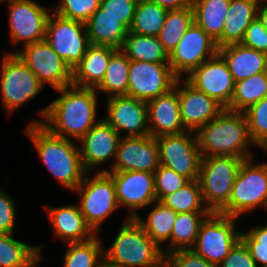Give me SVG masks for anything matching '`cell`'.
<instances>
[{
	"label": "cell",
	"mask_w": 267,
	"mask_h": 267,
	"mask_svg": "<svg viewBox=\"0 0 267 267\" xmlns=\"http://www.w3.org/2000/svg\"><path fill=\"white\" fill-rule=\"evenodd\" d=\"M56 100L40 111L44 121H30L41 124L52 134L80 140L96 123V89L69 85L58 89Z\"/></svg>",
	"instance_id": "obj_1"
},
{
	"label": "cell",
	"mask_w": 267,
	"mask_h": 267,
	"mask_svg": "<svg viewBox=\"0 0 267 267\" xmlns=\"http://www.w3.org/2000/svg\"><path fill=\"white\" fill-rule=\"evenodd\" d=\"M25 131L53 177L65 188L74 191L88 172L83 166L79 147L72 138L56 136L41 124L29 123Z\"/></svg>",
	"instance_id": "obj_2"
},
{
	"label": "cell",
	"mask_w": 267,
	"mask_h": 267,
	"mask_svg": "<svg viewBox=\"0 0 267 267\" xmlns=\"http://www.w3.org/2000/svg\"><path fill=\"white\" fill-rule=\"evenodd\" d=\"M195 134L202 157L235 156L244 160L252 158L247 148L254 143L249 136L244 112L224 108Z\"/></svg>",
	"instance_id": "obj_3"
},
{
	"label": "cell",
	"mask_w": 267,
	"mask_h": 267,
	"mask_svg": "<svg viewBox=\"0 0 267 267\" xmlns=\"http://www.w3.org/2000/svg\"><path fill=\"white\" fill-rule=\"evenodd\" d=\"M160 248L133 218H126L104 261L120 267H159L164 261Z\"/></svg>",
	"instance_id": "obj_4"
},
{
	"label": "cell",
	"mask_w": 267,
	"mask_h": 267,
	"mask_svg": "<svg viewBox=\"0 0 267 267\" xmlns=\"http://www.w3.org/2000/svg\"><path fill=\"white\" fill-rule=\"evenodd\" d=\"M243 160L235 156L202 157L198 181L210 212L218 213L229 202Z\"/></svg>",
	"instance_id": "obj_5"
},
{
	"label": "cell",
	"mask_w": 267,
	"mask_h": 267,
	"mask_svg": "<svg viewBox=\"0 0 267 267\" xmlns=\"http://www.w3.org/2000/svg\"><path fill=\"white\" fill-rule=\"evenodd\" d=\"M252 158L243 160L236 175L229 202L218 212L238 217L255 207H267V163L253 165Z\"/></svg>",
	"instance_id": "obj_6"
},
{
	"label": "cell",
	"mask_w": 267,
	"mask_h": 267,
	"mask_svg": "<svg viewBox=\"0 0 267 267\" xmlns=\"http://www.w3.org/2000/svg\"><path fill=\"white\" fill-rule=\"evenodd\" d=\"M74 191L81 195L79 207L86 223L97 234L100 224L119 208L112 176L107 171H99L89 179L86 173Z\"/></svg>",
	"instance_id": "obj_7"
},
{
	"label": "cell",
	"mask_w": 267,
	"mask_h": 267,
	"mask_svg": "<svg viewBox=\"0 0 267 267\" xmlns=\"http://www.w3.org/2000/svg\"><path fill=\"white\" fill-rule=\"evenodd\" d=\"M236 218L211 212L201 223L192 250L218 266L241 239V232L235 230Z\"/></svg>",
	"instance_id": "obj_8"
},
{
	"label": "cell",
	"mask_w": 267,
	"mask_h": 267,
	"mask_svg": "<svg viewBox=\"0 0 267 267\" xmlns=\"http://www.w3.org/2000/svg\"><path fill=\"white\" fill-rule=\"evenodd\" d=\"M1 66V99L11 114L36 97L45 86L16 53L6 51Z\"/></svg>",
	"instance_id": "obj_9"
},
{
	"label": "cell",
	"mask_w": 267,
	"mask_h": 267,
	"mask_svg": "<svg viewBox=\"0 0 267 267\" xmlns=\"http://www.w3.org/2000/svg\"><path fill=\"white\" fill-rule=\"evenodd\" d=\"M51 12L46 24L45 40L73 71L90 45L85 23Z\"/></svg>",
	"instance_id": "obj_10"
},
{
	"label": "cell",
	"mask_w": 267,
	"mask_h": 267,
	"mask_svg": "<svg viewBox=\"0 0 267 267\" xmlns=\"http://www.w3.org/2000/svg\"><path fill=\"white\" fill-rule=\"evenodd\" d=\"M155 138L159 149L160 165L184 175L189 180H198L202 155L195 132L186 131Z\"/></svg>",
	"instance_id": "obj_11"
},
{
	"label": "cell",
	"mask_w": 267,
	"mask_h": 267,
	"mask_svg": "<svg viewBox=\"0 0 267 267\" xmlns=\"http://www.w3.org/2000/svg\"><path fill=\"white\" fill-rule=\"evenodd\" d=\"M16 53L44 86L50 84L58 90L72 85V70L44 39L24 45Z\"/></svg>",
	"instance_id": "obj_12"
},
{
	"label": "cell",
	"mask_w": 267,
	"mask_h": 267,
	"mask_svg": "<svg viewBox=\"0 0 267 267\" xmlns=\"http://www.w3.org/2000/svg\"><path fill=\"white\" fill-rule=\"evenodd\" d=\"M177 80L169 63L130 60L127 96L147 103L169 92Z\"/></svg>",
	"instance_id": "obj_13"
},
{
	"label": "cell",
	"mask_w": 267,
	"mask_h": 267,
	"mask_svg": "<svg viewBox=\"0 0 267 267\" xmlns=\"http://www.w3.org/2000/svg\"><path fill=\"white\" fill-rule=\"evenodd\" d=\"M185 80L197 90L213 98L223 108L230 106L235 81L223 57L217 53L213 58L193 69Z\"/></svg>",
	"instance_id": "obj_14"
},
{
	"label": "cell",
	"mask_w": 267,
	"mask_h": 267,
	"mask_svg": "<svg viewBox=\"0 0 267 267\" xmlns=\"http://www.w3.org/2000/svg\"><path fill=\"white\" fill-rule=\"evenodd\" d=\"M218 53L216 42L195 22L188 28L177 46L169 54L173 73L182 78ZM208 56V59L206 57Z\"/></svg>",
	"instance_id": "obj_15"
},
{
	"label": "cell",
	"mask_w": 267,
	"mask_h": 267,
	"mask_svg": "<svg viewBox=\"0 0 267 267\" xmlns=\"http://www.w3.org/2000/svg\"><path fill=\"white\" fill-rule=\"evenodd\" d=\"M111 171H140L154 173L160 165L156 138L150 135L121 136Z\"/></svg>",
	"instance_id": "obj_16"
},
{
	"label": "cell",
	"mask_w": 267,
	"mask_h": 267,
	"mask_svg": "<svg viewBox=\"0 0 267 267\" xmlns=\"http://www.w3.org/2000/svg\"><path fill=\"white\" fill-rule=\"evenodd\" d=\"M9 32L13 45H29L45 39L50 13L33 0H10Z\"/></svg>",
	"instance_id": "obj_17"
},
{
	"label": "cell",
	"mask_w": 267,
	"mask_h": 267,
	"mask_svg": "<svg viewBox=\"0 0 267 267\" xmlns=\"http://www.w3.org/2000/svg\"><path fill=\"white\" fill-rule=\"evenodd\" d=\"M113 179L118 206H127L131 210L128 218H135V209L156 202L154 173L140 171L108 172Z\"/></svg>",
	"instance_id": "obj_18"
},
{
	"label": "cell",
	"mask_w": 267,
	"mask_h": 267,
	"mask_svg": "<svg viewBox=\"0 0 267 267\" xmlns=\"http://www.w3.org/2000/svg\"><path fill=\"white\" fill-rule=\"evenodd\" d=\"M107 117L104 120L121 136L120 131L127 132L125 136L149 135L147 103L127 95L107 98Z\"/></svg>",
	"instance_id": "obj_19"
},
{
	"label": "cell",
	"mask_w": 267,
	"mask_h": 267,
	"mask_svg": "<svg viewBox=\"0 0 267 267\" xmlns=\"http://www.w3.org/2000/svg\"><path fill=\"white\" fill-rule=\"evenodd\" d=\"M178 78V97L180 118L187 131L196 132L201 126L214 119L224 108L213 98L197 90L185 79L180 87Z\"/></svg>",
	"instance_id": "obj_20"
},
{
	"label": "cell",
	"mask_w": 267,
	"mask_h": 267,
	"mask_svg": "<svg viewBox=\"0 0 267 267\" xmlns=\"http://www.w3.org/2000/svg\"><path fill=\"white\" fill-rule=\"evenodd\" d=\"M120 134L104 119H100L79 141L83 166L87 172L106 160L115 159ZM96 166V167H95ZM91 169V170H90Z\"/></svg>",
	"instance_id": "obj_21"
},
{
	"label": "cell",
	"mask_w": 267,
	"mask_h": 267,
	"mask_svg": "<svg viewBox=\"0 0 267 267\" xmlns=\"http://www.w3.org/2000/svg\"><path fill=\"white\" fill-rule=\"evenodd\" d=\"M149 135L181 134L187 130L180 118L178 80L169 92L147 102ZM151 124V125H150Z\"/></svg>",
	"instance_id": "obj_22"
},
{
	"label": "cell",
	"mask_w": 267,
	"mask_h": 267,
	"mask_svg": "<svg viewBox=\"0 0 267 267\" xmlns=\"http://www.w3.org/2000/svg\"><path fill=\"white\" fill-rule=\"evenodd\" d=\"M47 211L55 237L63 239L65 243L86 242L96 236L86 223L79 205L51 207Z\"/></svg>",
	"instance_id": "obj_23"
},
{
	"label": "cell",
	"mask_w": 267,
	"mask_h": 267,
	"mask_svg": "<svg viewBox=\"0 0 267 267\" xmlns=\"http://www.w3.org/2000/svg\"><path fill=\"white\" fill-rule=\"evenodd\" d=\"M116 50L110 46L90 44L72 71V85L96 89L104 79L110 57Z\"/></svg>",
	"instance_id": "obj_24"
},
{
	"label": "cell",
	"mask_w": 267,
	"mask_h": 267,
	"mask_svg": "<svg viewBox=\"0 0 267 267\" xmlns=\"http://www.w3.org/2000/svg\"><path fill=\"white\" fill-rule=\"evenodd\" d=\"M235 82L267 71V54L239 44L218 48Z\"/></svg>",
	"instance_id": "obj_25"
},
{
	"label": "cell",
	"mask_w": 267,
	"mask_h": 267,
	"mask_svg": "<svg viewBox=\"0 0 267 267\" xmlns=\"http://www.w3.org/2000/svg\"><path fill=\"white\" fill-rule=\"evenodd\" d=\"M89 43L120 49L129 29L119 18L106 14L100 7L85 22Z\"/></svg>",
	"instance_id": "obj_26"
},
{
	"label": "cell",
	"mask_w": 267,
	"mask_h": 267,
	"mask_svg": "<svg viewBox=\"0 0 267 267\" xmlns=\"http://www.w3.org/2000/svg\"><path fill=\"white\" fill-rule=\"evenodd\" d=\"M260 0H231L221 35V47L243 41L247 27L257 17Z\"/></svg>",
	"instance_id": "obj_27"
},
{
	"label": "cell",
	"mask_w": 267,
	"mask_h": 267,
	"mask_svg": "<svg viewBox=\"0 0 267 267\" xmlns=\"http://www.w3.org/2000/svg\"><path fill=\"white\" fill-rule=\"evenodd\" d=\"M231 0H191L194 22L221 48V35Z\"/></svg>",
	"instance_id": "obj_28"
},
{
	"label": "cell",
	"mask_w": 267,
	"mask_h": 267,
	"mask_svg": "<svg viewBox=\"0 0 267 267\" xmlns=\"http://www.w3.org/2000/svg\"><path fill=\"white\" fill-rule=\"evenodd\" d=\"M13 233H0V267H35L42 258L41 246L14 239Z\"/></svg>",
	"instance_id": "obj_29"
},
{
	"label": "cell",
	"mask_w": 267,
	"mask_h": 267,
	"mask_svg": "<svg viewBox=\"0 0 267 267\" xmlns=\"http://www.w3.org/2000/svg\"><path fill=\"white\" fill-rule=\"evenodd\" d=\"M120 49L132 61L169 63V54L158 36L128 32Z\"/></svg>",
	"instance_id": "obj_30"
},
{
	"label": "cell",
	"mask_w": 267,
	"mask_h": 267,
	"mask_svg": "<svg viewBox=\"0 0 267 267\" xmlns=\"http://www.w3.org/2000/svg\"><path fill=\"white\" fill-rule=\"evenodd\" d=\"M211 212L177 213L170 238L171 248L163 250L164 256L173 251L192 249L196 243L200 225Z\"/></svg>",
	"instance_id": "obj_31"
},
{
	"label": "cell",
	"mask_w": 267,
	"mask_h": 267,
	"mask_svg": "<svg viewBox=\"0 0 267 267\" xmlns=\"http://www.w3.org/2000/svg\"><path fill=\"white\" fill-rule=\"evenodd\" d=\"M177 213L160 201H156L155 208L148 214L147 222L139 215L134 219L145 233L160 247L164 241H169Z\"/></svg>",
	"instance_id": "obj_32"
},
{
	"label": "cell",
	"mask_w": 267,
	"mask_h": 267,
	"mask_svg": "<svg viewBox=\"0 0 267 267\" xmlns=\"http://www.w3.org/2000/svg\"><path fill=\"white\" fill-rule=\"evenodd\" d=\"M129 67L130 59L117 49L111 55L104 79L96 90L107 93V98L127 95Z\"/></svg>",
	"instance_id": "obj_33"
},
{
	"label": "cell",
	"mask_w": 267,
	"mask_h": 267,
	"mask_svg": "<svg viewBox=\"0 0 267 267\" xmlns=\"http://www.w3.org/2000/svg\"><path fill=\"white\" fill-rule=\"evenodd\" d=\"M267 96V71L235 82V90L227 108L232 111L244 112L251 105Z\"/></svg>",
	"instance_id": "obj_34"
},
{
	"label": "cell",
	"mask_w": 267,
	"mask_h": 267,
	"mask_svg": "<svg viewBox=\"0 0 267 267\" xmlns=\"http://www.w3.org/2000/svg\"><path fill=\"white\" fill-rule=\"evenodd\" d=\"M167 9L147 0H138L129 32L138 35L158 36L162 29Z\"/></svg>",
	"instance_id": "obj_35"
},
{
	"label": "cell",
	"mask_w": 267,
	"mask_h": 267,
	"mask_svg": "<svg viewBox=\"0 0 267 267\" xmlns=\"http://www.w3.org/2000/svg\"><path fill=\"white\" fill-rule=\"evenodd\" d=\"M193 22L194 12L191 4L183 9L167 11L165 22L158 38L168 54L177 46Z\"/></svg>",
	"instance_id": "obj_36"
},
{
	"label": "cell",
	"mask_w": 267,
	"mask_h": 267,
	"mask_svg": "<svg viewBox=\"0 0 267 267\" xmlns=\"http://www.w3.org/2000/svg\"><path fill=\"white\" fill-rule=\"evenodd\" d=\"M160 202L176 213L210 212L204 204L198 180H190L185 186L165 196Z\"/></svg>",
	"instance_id": "obj_37"
},
{
	"label": "cell",
	"mask_w": 267,
	"mask_h": 267,
	"mask_svg": "<svg viewBox=\"0 0 267 267\" xmlns=\"http://www.w3.org/2000/svg\"><path fill=\"white\" fill-rule=\"evenodd\" d=\"M97 234L91 240L69 243L65 254L64 267H101L104 260L103 250Z\"/></svg>",
	"instance_id": "obj_38"
},
{
	"label": "cell",
	"mask_w": 267,
	"mask_h": 267,
	"mask_svg": "<svg viewBox=\"0 0 267 267\" xmlns=\"http://www.w3.org/2000/svg\"><path fill=\"white\" fill-rule=\"evenodd\" d=\"M248 122V132L255 146L267 145V96L244 111Z\"/></svg>",
	"instance_id": "obj_39"
},
{
	"label": "cell",
	"mask_w": 267,
	"mask_h": 267,
	"mask_svg": "<svg viewBox=\"0 0 267 267\" xmlns=\"http://www.w3.org/2000/svg\"><path fill=\"white\" fill-rule=\"evenodd\" d=\"M101 0H61L51 11L56 14L85 23L100 7Z\"/></svg>",
	"instance_id": "obj_40"
},
{
	"label": "cell",
	"mask_w": 267,
	"mask_h": 267,
	"mask_svg": "<svg viewBox=\"0 0 267 267\" xmlns=\"http://www.w3.org/2000/svg\"><path fill=\"white\" fill-rule=\"evenodd\" d=\"M156 201H161L165 196L178 191L190 180L174 170L159 165L154 172Z\"/></svg>",
	"instance_id": "obj_41"
},
{
	"label": "cell",
	"mask_w": 267,
	"mask_h": 267,
	"mask_svg": "<svg viewBox=\"0 0 267 267\" xmlns=\"http://www.w3.org/2000/svg\"><path fill=\"white\" fill-rule=\"evenodd\" d=\"M241 240L247 246L257 266L267 267V225H258L248 232L241 231Z\"/></svg>",
	"instance_id": "obj_42"
},
{
	"label": "cell",
	"mask_w": 267,
	"mask_h": 267,
	"mask_svg": "<svg viewBox=\"0 0 267 267\" xmlns=\"http://www.w3.org/2000/svg\"><path fill=\"white\" fill-rule=\"evenodd\" d=\"M138 0H101L100 8L106 14L119 18L129 29L135 14Z\"/></svg>",
	"instance_id": "obj_43"
},
{
	"label": "cell",
	"mask_w": 267,
	"mask_h": 267,
	"mask_svg": "<svg viewBox=\"0 0 267 267\" xmlns=\"http://www.w3.org/2000/svg\"><path fill=\"white\" fill-rule=\"evenodd\" d=\"M165 262L170 267H218L202 258L192 249L177 250L166 254Z\"/></svg>",
	"instance_id": "obj_44"
},
{
	"label": "cell",
	"mask_w": 267,
	"mask_h": 267,
	"mask_svg": "<svg viewBox=\"0 0 267 267\" xmlns=\"http://www.w3.org/2000/svg\"><path fill=\"white\" fill-rule=\"evenodd\" d=\"M241 44L267 54V30L257 17L247 27Z\"/></svg>",
	"instance_id": "obj_45"
},
{
	"label": "cell",
	"mask_w": 267,
	"mask_h": 267,
	"mask_svg": "<svg viewBox=\"0 0 267 267\" xmlns=\"http://www.w3.org/2000/svg\"><path fill=\"white\" fill-rule=\"evenodd\" d=\"M218 267H258L247 246L240 239Z\"/></svg>",
	"instance_id": "obj_46"
},
{
	"label": "cell",
	"mask_w": 267,
	"mask_h": 267,
	"mask_svg": "<svg viewBox=\"0 0 267 267\" xmlns=\"http://www.w3.org/2000/svg\"><path fill=\"white\" fill-rule=\"evenodd\" d=\"M15 201L0 190V233H14Z\"/></svg>",
	"instance_id": "obj_47"
},
{
	"label": "cell",
	"mask_w": 267,
	"mask_h": 267,
	"mask_svg": "<svg viewBox=\"0 0 267 267\" xmlns=\"http://www.w3.org/2000/svg\"><path fill=\"white\" fill-rule=\"evenodd\" d=\"M153 2L167 10H179L188 7L191 0H147Z\"/></svg>",
	"instance_id": "obj_48"
},
{
	"label": "cell",
	"mask_w": 267,
	"mask_h": 267,
	"mask_svg": "<svg viewBox=\"0 0 267 267\" xmlns=\"http://www.w3.org/2000/svg\"><path fill=\"white\" fill-rule=\"evenodd\" d=\"M266 3V4H265ZM263 2V5L257 8V18L267 30V2ZM260 8V9H259Z\"/></svg>",
	"instance_id": "obj_49"
},
{
	"label": "cell",
	"mask_w": 267,
	"mask_h": 267,
	"mask_svg": "<svg viewBox=\"0 0 267 267\" xmlns=\"http://www.w3.org/2000/svg\"><path fill=\"white\" fill-rule=\"evenodd\" d=\"M101 267H120V266H116V265H112L106 261H102Z\"/></svg>",
	"instance_id": "obj_50"
},
{
	"label": "cell",
	"mask_w": 267,
	"mask_h": 267,
	"mask_svg": "<svg viewBox=\"0 0 267 267\" xmlns=\"http://www.w3.org/2000/svg\"><path fill=\"white\" fill-rule=\"evenodd\" d=\"M159 267H170L165 261Z\"/></svg>",
	"instance_id": "obj_51"
},
{
	"label": "cell",
	"mask_w": 267,
	"mask_h": 267,
	"mask_svg": "<svg viewBox=\"0 0 267 267\" xmlns=\"http://www.w3.org/2000/svg\"><path fill=\"white\" fill-rule=\"evenodd\" d=\"M263 150L267 151V145L263 148Z\"/></svg>",
	"instance_id": "obj_52"
}]
</instances>
